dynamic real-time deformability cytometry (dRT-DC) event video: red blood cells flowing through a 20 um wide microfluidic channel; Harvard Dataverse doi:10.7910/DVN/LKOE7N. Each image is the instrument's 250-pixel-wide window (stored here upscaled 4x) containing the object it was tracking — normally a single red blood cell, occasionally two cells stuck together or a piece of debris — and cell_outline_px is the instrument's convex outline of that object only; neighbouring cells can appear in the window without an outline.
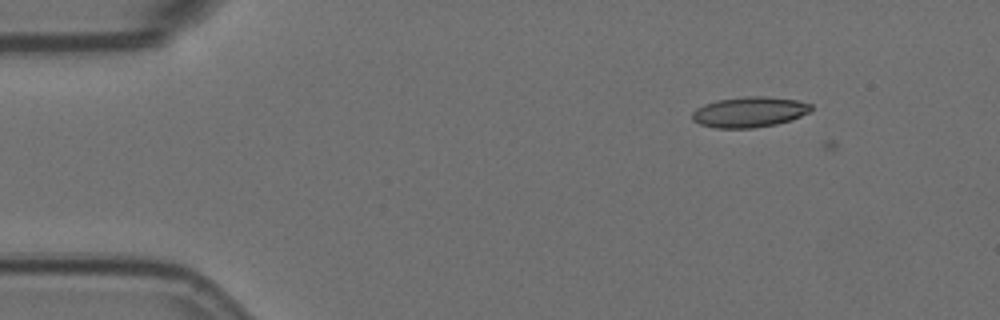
{"species": "Egyptian fruit bat (a non-hibernating species)", "species_latin": "Rousettus aegyptiacus", "temperature_condition": "room temperature", "stored_images_in_passage": 4, "camera_frame_rate_fps": 3000, "um_per_image_px": 0.085, "animal": {"sex": "female"}, "frame": {"image": 1, "passage_image": 3, "time_ms": 0.667, "image_size_px": [1000, 320], "cell_outline_px": [[812, 112], [792, 120], [776, 124], [752, 128], [716, 128], [700, 124], [692, 120], [692, 112], [696, 108], [704, 104], [716, 100], [744, 96], [764, 96], [800, 100], [812, 104]], "centroid_in_image_um": [63.73, 9.51], "position_along_channel_um": 21.3, "area_um2": 21.44}}